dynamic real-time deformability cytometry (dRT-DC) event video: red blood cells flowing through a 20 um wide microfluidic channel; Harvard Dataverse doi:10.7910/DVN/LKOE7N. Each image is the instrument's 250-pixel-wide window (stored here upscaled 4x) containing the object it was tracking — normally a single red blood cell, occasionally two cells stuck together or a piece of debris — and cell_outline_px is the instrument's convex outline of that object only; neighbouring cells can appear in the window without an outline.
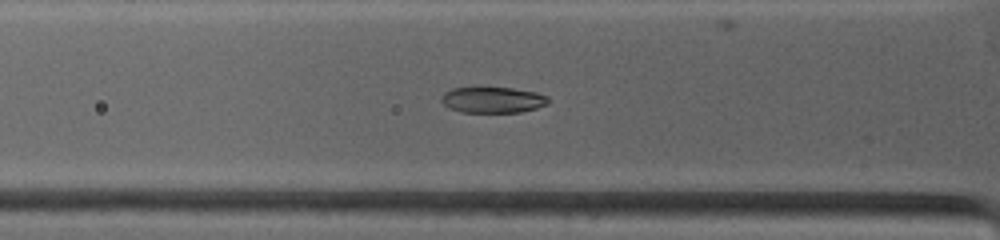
{"species": "common noctule bat (a hibernating species)", "species_latin": "Nyctalus noctula", "temperature_condition": "warm", "stored_images_in_passage": 9, "camera_frame_rate_fps": 4500, "um_per_image_px": 0.085, "animal": {"sex": "female", "body_mass_g": 19.0, "forearm_length_mm": 53.3}, "frame": {"image": 1, "passage_image": 4, "time_ms": 0.889, "image_size_px": [1000, 240], "cell_outline_px": [[548, 104], [536, 108], [520, 112], [460, 112], [448, 108], [440, 100], [440, 96], [444, 92], [452, 88], [512, 88], [536, 92], [548, 96]], "centroid_in_image_um": [41.86, 8.49], "position_along_channel_um": 83.9, "area_um2": 16.18}}
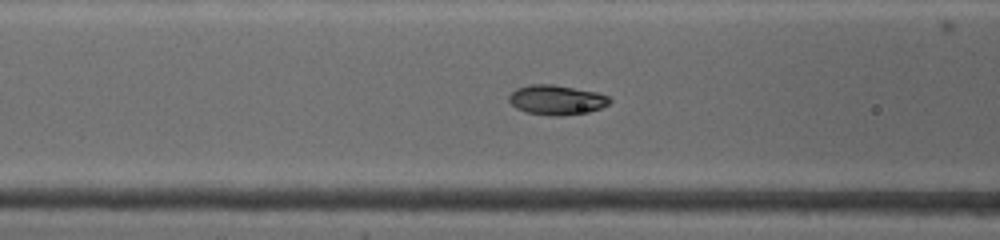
{"frame": {"image": 2, "passage_image": 7, "time_ms": 1.778, "image_size_px": [1000, 240], "cell_outline_px": [[612, 100], [608, 104], [600, 108], [588, 112], [560, 116], [552, 116], [524, 112], [516, 108], [508, 100], [508, 96], [516, 88], [528, 84], [552, 84], [596, 92], [608, 96]], "centroid_in_image_um": [47.27, 8.49], "position_along_channel_um": 119.3, "area_um2": 17.51}}